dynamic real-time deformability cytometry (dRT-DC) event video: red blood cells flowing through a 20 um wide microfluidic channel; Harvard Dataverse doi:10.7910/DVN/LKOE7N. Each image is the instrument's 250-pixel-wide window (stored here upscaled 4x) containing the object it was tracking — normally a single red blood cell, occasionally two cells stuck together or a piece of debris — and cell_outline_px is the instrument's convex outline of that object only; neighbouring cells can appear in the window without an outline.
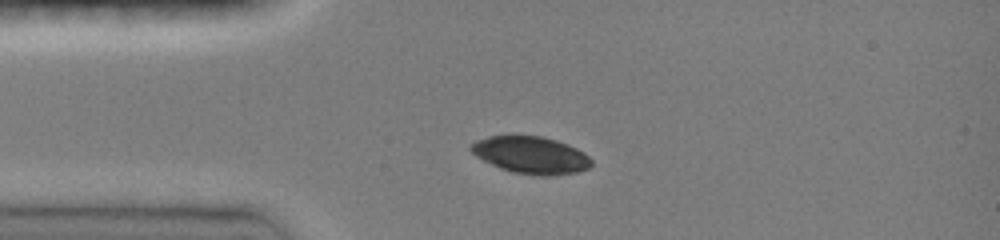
{"species": "common noctule bat (a hibernating species)", "species_latin": "Nyctalus noctula", "temperature_condition": "room temperature", "stored_images_in_passage": 13, "camera_frame_rate_fps": 3000, "um_per_image_px": 0.085, "animal": {"sex": "female", "body_mass_g": 19.0, "forearm_length_mm": 51.5}, "frame": {"image": 1, "passage_image": 1, "time_ms": 0.0, "image_size_px": [1000, 240], "cell_outline_px": [[592, 164], [588, 168], [576, 172], [552, 176], [536, 176], [512, 172], [500, 168], [476, 156], [468, 148], [468, 144], [476, 140], [488, 136], [508, 132], [540, 136], [556, 140], [568, 144], [584, 152], [592, 160]], "centroid_in_image_um": [45.07, 13.13], "position_along_channel_um": 39.9, "area_um2": 26.93}}